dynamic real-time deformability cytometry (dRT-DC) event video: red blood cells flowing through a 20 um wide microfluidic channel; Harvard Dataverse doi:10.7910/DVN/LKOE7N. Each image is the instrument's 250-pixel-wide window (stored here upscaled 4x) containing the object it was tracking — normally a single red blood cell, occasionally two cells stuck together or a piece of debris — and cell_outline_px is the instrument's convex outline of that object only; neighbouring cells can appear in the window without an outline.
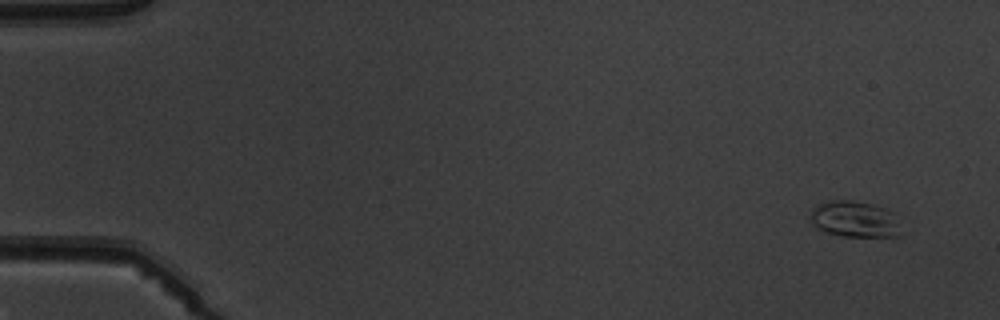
{"species": "common noctule bat (a hibernating species)", "species_latin": "Nyctalus noctula", "temperature_condition": "warm", "stored_images_in_passage": 5, "camera_frame_rate_fps": 3000, "um_per_image_px": 0.085, "animal": {"sex": "male", "body_mass_g": 19.5, "forearm_length_mm": 54.6}, "frame": {"image": 1, "passage_image": 1, "time_ms": 0.0, "image_size_px": [1000, 320], "cell_outline_px": [[896, 236], [844, 236], [828, 232], [812, 224], [812, 208], [820, 204], [832, 200], [852, 200], [872, 204], [896, 212]], "centroid_in_image_um": [72.63, 18.6], "position_along_channel_um": 12.4, "area_um2": 18.5}}